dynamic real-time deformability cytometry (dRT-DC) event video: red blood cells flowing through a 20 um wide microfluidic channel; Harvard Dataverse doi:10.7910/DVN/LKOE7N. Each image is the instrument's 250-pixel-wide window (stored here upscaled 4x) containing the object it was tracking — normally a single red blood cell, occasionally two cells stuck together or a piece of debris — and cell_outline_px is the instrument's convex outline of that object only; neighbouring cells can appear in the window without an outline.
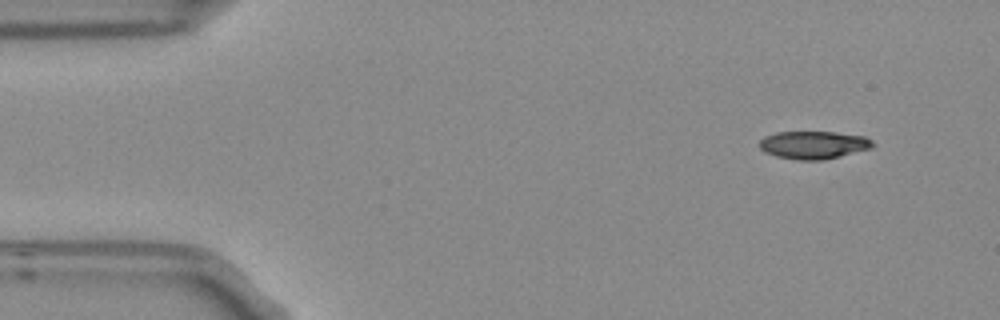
{"species": "Egyptian fruit bat (a non-hibernating species)", "species_latin": "Rousettus aegyptiacus", "temperature_condition": "room temperature", "stored_images_in_passage": 5, "segment_of_instrument_passage": [1, 2], "camera_frame_rate_fps": 3000, "um_per_image_px": 0.085, "frame": {"image": 1, "passage_image": 1, "time_ms": 0.0, "image_size_px": [1000, 320], "cell_outline_px": [[876, 144], [872, 148], [820, 160], [796, 160], [776, 156], [764, 152], [760, 148], [760, 140], [764, 136], [776, 132], [832, 132], [864, 136], [872, 140]], "centroid_in_image_um": [69.13, 12.31], "position_along_channel_um": 15.9, "area_um2": 18.26}}
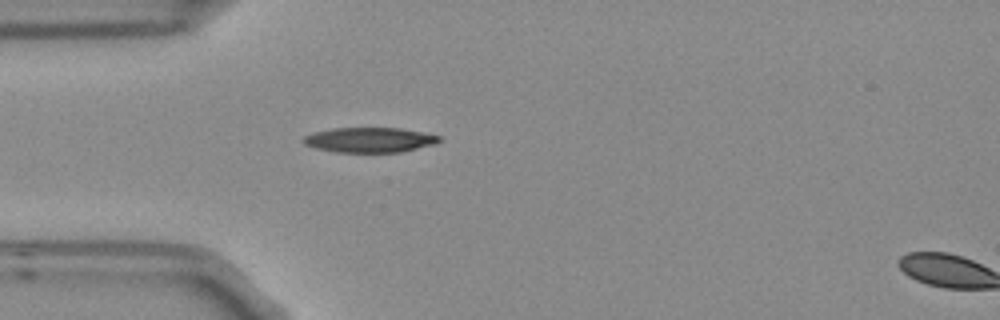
{"frame": {"image": 2, "passage_image": 4, "time_ms": 1.0, "image_size_px": [1000, 320], "cell_outline_px": [[444, 140], [436, 144], [400, 152], [336, 152], [316, 148], [304, 144], [300, 140], [304, 136], [316, 132], [332, 128], [400, 128], [440, 136]], "centroid_in_image_um": [31.43, 11.89], "position_along_channel_um": 53.6, "area_um2": 19.77}}